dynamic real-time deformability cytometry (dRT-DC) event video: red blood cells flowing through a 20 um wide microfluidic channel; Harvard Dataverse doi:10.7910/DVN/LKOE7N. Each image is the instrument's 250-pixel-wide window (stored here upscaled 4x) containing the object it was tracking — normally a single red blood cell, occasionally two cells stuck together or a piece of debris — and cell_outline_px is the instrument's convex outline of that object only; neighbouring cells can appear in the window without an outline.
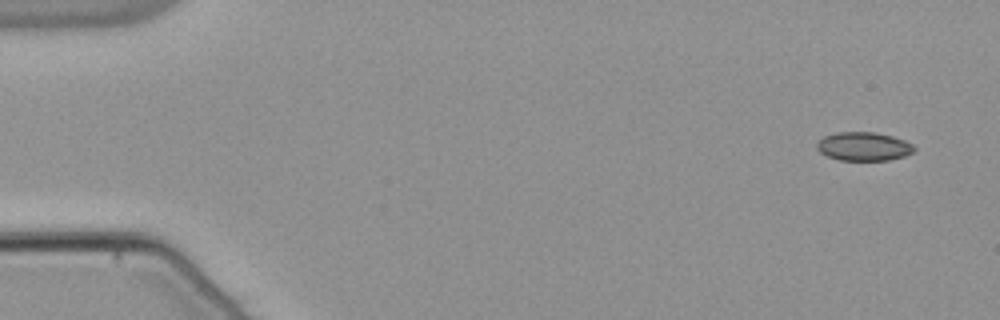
{"species": "common noctule bat (a hibernating species)", "species_latin": "Nyctalus noctula", "temperature_condition": "warm", "stored_images_in_passage": 52, "camera_frame_rate_fps": 3000, "um_per_image_px": 0.085, "animal": {"sex": "male", "body_mass_g": 21.5, "forearm_length_mm": 52.0}, "frame": {"image": 1, "passage_image": 1, "time_ms": 0.0, "image_size_px": [1000, 320], "cell_outline_px": [[916, 148], [912, 152], [904, 156], [888, 160], [840, 160], [828, 156], [820, 152], [816, 148], [816, 144], [824, 136], [836, 132], [872, 132], [892, 136], [904, 140], [912, 144]], "centroid_in_image_um": [73.4, 12.44], "position_along_channel_um": 11.6, "area_um2": 16.13}}
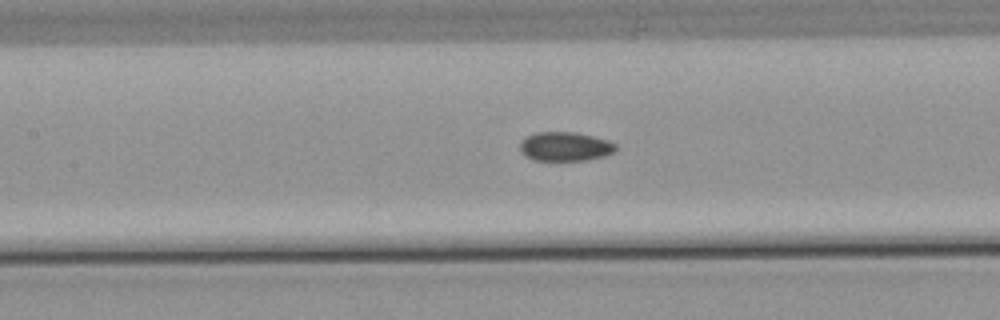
{"frame": {"image": 2, "passage_image": 23, "time_ms": 7.333, "image_size_px": [1000, 320], "cell_outline_px": [[616, 148], [612, 152], [604, 156], [584, 160], [536, 160], [524, 156], [520, 152], [520, 140], [524, 136], [536, 132], [576, 132], [608, 140], [616, 144]], "centroid_in_image_um": [47.97, 12.44], "position_along_channel_um": 159.4, "area_um2": 16.3}}
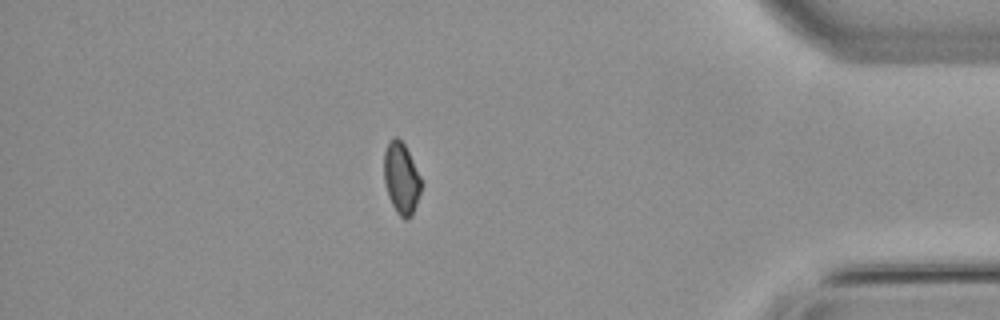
{"frame": {"image": 3, "passage_image": 45, "time_ms": 14.667, "image_size_px": [1000, 320], "cell_outline_px": [[424, 184], [412, 216], [408, 220], [404, 220], [396, 212], [388, 196], [384, 180], [384, 152], [388, 140], [396, 136], [404, 144]], "centroid_in_image_um": [34.12, 15.19], "position_along_channel_um": 401.1, "area_um2": 15.72}}